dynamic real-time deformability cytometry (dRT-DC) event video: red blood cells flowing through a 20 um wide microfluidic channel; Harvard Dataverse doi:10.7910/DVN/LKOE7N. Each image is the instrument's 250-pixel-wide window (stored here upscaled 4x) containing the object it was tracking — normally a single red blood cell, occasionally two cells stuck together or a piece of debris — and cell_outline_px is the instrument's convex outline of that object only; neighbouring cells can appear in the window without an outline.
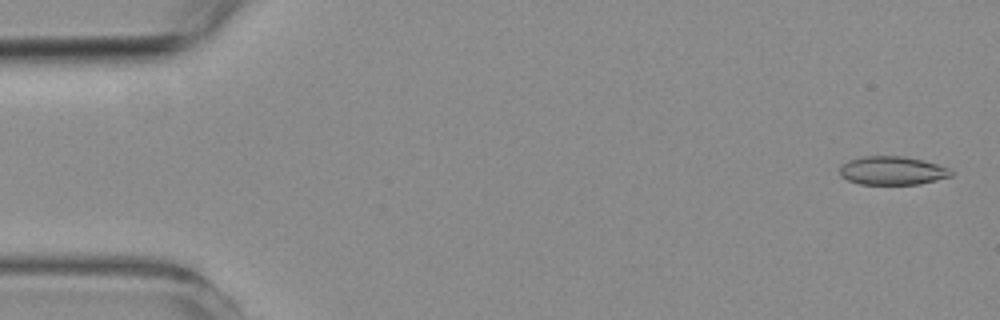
{"species": "common noctule bat (a hibernating species)", "species_latin": "Nyctalus noctula", "temperature_condition": "room temperature", "stored_images_in_passage": 7, "camera_frame_rate_fps": 3000, "um_per_image_px": 0.085, "animal": {"sex": "female", "body_mass_g": 19.3, "forearm_length_mm": 54.1}, "frame": {"image": 1, "passage_image": 2, "time_ms": 0.333, "image_size_px": [1000, 320], "cell_outline_px": [[952, 176], [920, 184], [860, 184], [848, 180], [840, 176], [840, 164], [848, 160], [864, 156], [904, 156], [924, 160], [948, 168], [952, 172]], "centroid_in_image_um": [75.82, 14.5], "position_along_channel_um": 9.2, "area_um2": 18.55}}